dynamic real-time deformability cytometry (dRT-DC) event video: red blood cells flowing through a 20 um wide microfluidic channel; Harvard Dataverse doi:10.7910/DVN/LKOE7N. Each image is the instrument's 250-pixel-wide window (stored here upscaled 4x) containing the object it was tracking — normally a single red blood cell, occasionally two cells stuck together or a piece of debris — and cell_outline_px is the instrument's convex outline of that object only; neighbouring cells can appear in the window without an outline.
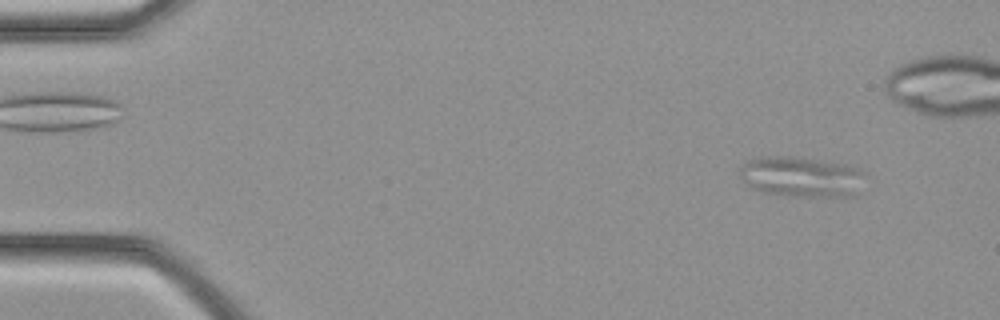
{"species": "common noctule bat (a hibernating species)", "species_latin": "Nyctalus noctula", "temperature_condition": "cold", "stored_images_in_passage": 38, "camera_frame_rate_fps": 3000, "um_per_image_px": 0.085, "animal": {"sex": "female", "body_mass_g": 21.9}, "frame": {"image": 1, "passage_image": 3, "time_ms": 0.667, "image_size_px": [1000, 320], "cell_outline_px": [[860, 172], [856, 196], [788, 196], [764, 192], [748, 188], [736, 172], [740, 164], [756, 156], [792, 156], [848, 164], [856, 168]], "centroid_in_image_um": [67.93, 15.01], "position_along_channel_um": 17.1, "area_um2": 29.65}}
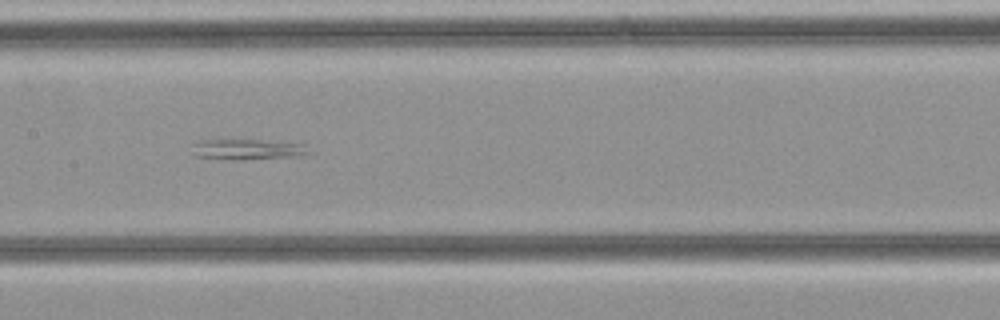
{"frame": {"image": 2, "passage_image": 18, "time_ms": 5.667, "image_size_px": [1000, 320], "cell_outline_px": [[312, 152], [300, 156], [240, 160], [232, 160], [196, 156], [192, 144], [200, 140], [280, 140], [308, 144]], "centroid_in_image_um": [21.19, 12.68], "position_along_channel_um": 186.2, "area_um2": 14.39}}
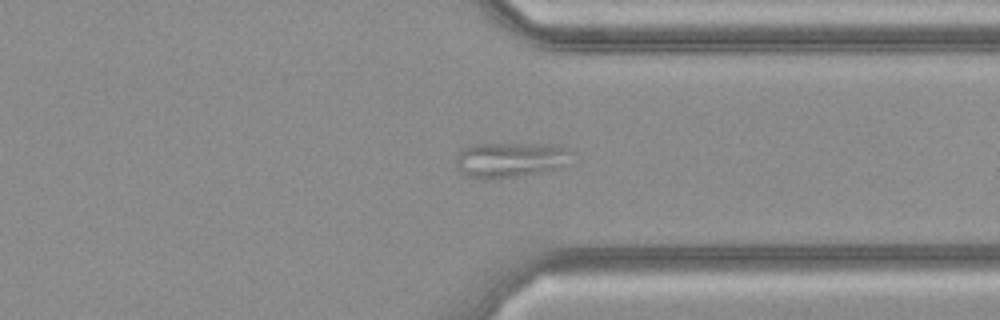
{"frame": {"image": 3, "passage_image": 28, "time_ms": 9.0, "image_size_px": [1000, 320], "cell_outline_px": [[576, 152], [560, 168], [520, 176], [488, 180], [484, 180], [468, 176], [460, 172], [456, 168], [456, 160], [460, 148], [472, 144], [552, 144], [568, 148]], "centroid_in_image_um": [43.36, 13.58], "position_along_channel_um": 368.0, "area_um2": 24.22}}